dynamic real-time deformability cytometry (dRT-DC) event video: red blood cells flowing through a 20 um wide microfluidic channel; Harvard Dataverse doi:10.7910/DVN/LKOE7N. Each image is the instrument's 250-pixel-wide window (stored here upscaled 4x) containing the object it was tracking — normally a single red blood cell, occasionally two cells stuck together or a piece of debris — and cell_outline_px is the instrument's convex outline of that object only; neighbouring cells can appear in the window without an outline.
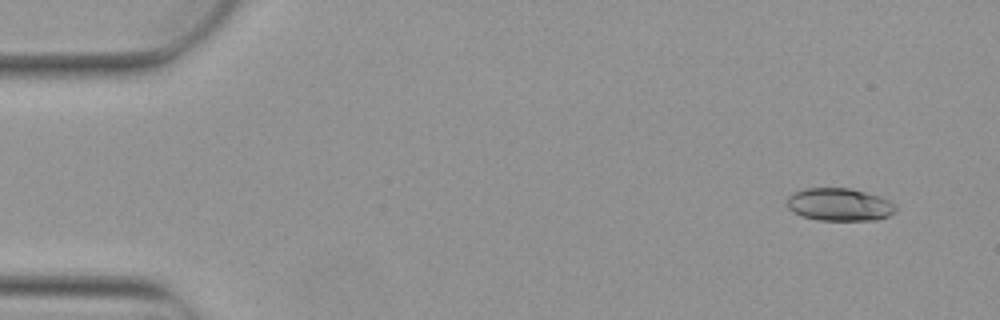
{"species": "Egyptian fruit bat (a non-hibernating species)", "species_latin": "Rousettus aegyptiacus", "temperature_condition": "warm", "stored_images_in_passage": 5, "camera_frame_rate_fps": 3000, "um_per_image_px": 0.085, "animal": {"sex": "female"}, "frame": {"image": 1, "passage_image": 1, "time_ms": 0.0, "image_size_px": [1000, 320], "cell_outline_px": [[896, 212], [888, 216], [876, 220], [820, 220], [804, 216], [788, 208], [788, 196], [792, 192], [804, 188], [848, 188], [880, 196], [896, 204]], "centroid_in_image_um": [71.38, 17.38], "position_along_channel_um": 13.6, "area_um2": 20.63}}